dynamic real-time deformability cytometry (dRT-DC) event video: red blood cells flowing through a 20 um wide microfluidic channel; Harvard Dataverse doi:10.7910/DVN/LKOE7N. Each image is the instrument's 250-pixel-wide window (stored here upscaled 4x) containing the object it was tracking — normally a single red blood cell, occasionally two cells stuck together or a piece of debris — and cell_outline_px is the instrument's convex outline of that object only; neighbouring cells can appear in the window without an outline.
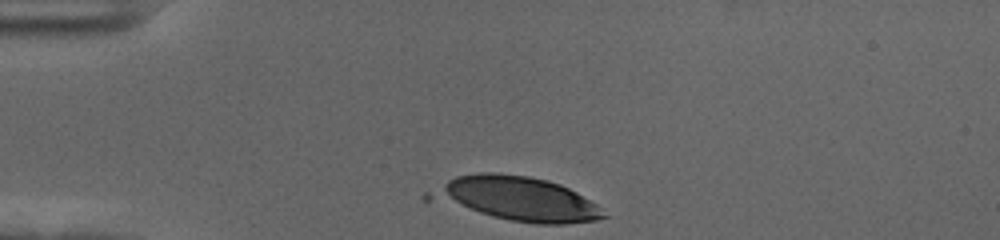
{"species": "human", "species_latin": "Homo sapiens", "temperature_condition": "cold", "stored_images_in_passage": 34, "camera_frame_rate_fps": 3000, "um_per_image_px": 0.085, "donor": {"sex": "female"}, "frame": {"image": 1, "passage_image": 1, "time_ms": 0.0, "image_size_px": [1000, 240], "cell_outline_px": [[608, 216], [596, 220], [564, 224], [536, 224], [512, 220], [492, 216], [420, 200], [420, 196], [424, 192], [456, 176], [480, 172], [500, 172], [528, 176], [548, 180], [560, 184], [576, 192], [596, 204]], "centroid_in_image_um": [43.75, 16.88], "position_along_channel_um": 41.3, "area_um2": 45.32}}
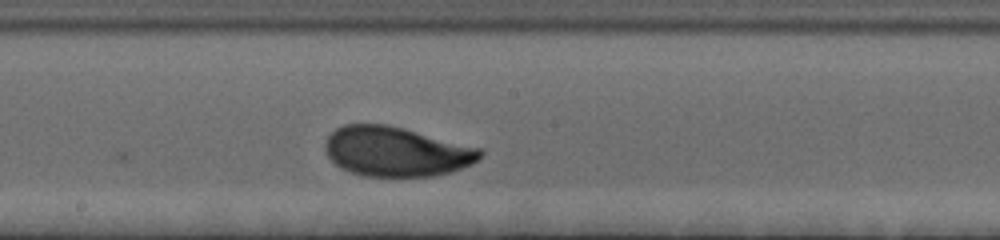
{"frame": {"image": 2, "passage_image": 19, "time_ms": 6.0, "image_size_px": [1000, 240], "cell_outline_px": [[484, 152], [472, 164], [452, 172], [432, 176], [364, 176], [340, 168], [328, 156], [324, 148], [324, 144], [328, 136], [336, 128], [344, 124], [388, 124], [404, 128], [480, 148]], "centroid_in_image_um": [33.66, 12.88], "position_along_channel_um": 214.5, "area_um2": 44.8}}
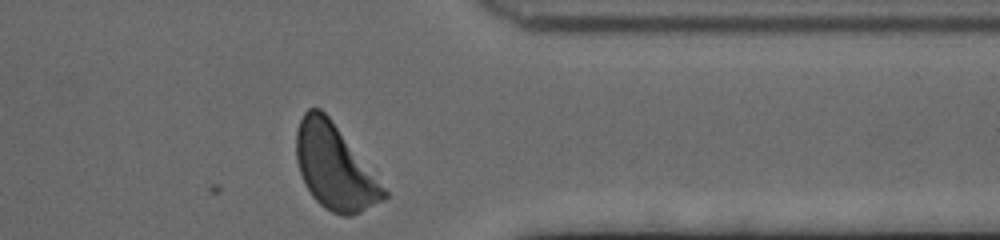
{"frame": {"image": 3, "passage_image": 34, "time_ms": 11.0, "image_size_px": [1000, 240], "cell_outline_px": [[388, 196], [384, 200], [352, 216], [340, 216], [324, 208], [312, 196], [304, 184], [296, 160], [296, 132], [300, 120], [304, 112], [308, 108], [320, 108], [332, 120], [388, 192]], "centroid_in_image_um": [28.42, 14.21], "position_along_channel_um": 383.0, "area_um2": 42.95}, "authors_computed_cell_mechanics": {"area_um2": 44.506, "velocity_mm_per_s": 3.5038, "shape_relaxation_time_tau1_ms": 2.865, "shape_relaxation_time_tau2_ms": null, "deformation_change_tau1": 0.1449, "deformation_change_tau2": null}}